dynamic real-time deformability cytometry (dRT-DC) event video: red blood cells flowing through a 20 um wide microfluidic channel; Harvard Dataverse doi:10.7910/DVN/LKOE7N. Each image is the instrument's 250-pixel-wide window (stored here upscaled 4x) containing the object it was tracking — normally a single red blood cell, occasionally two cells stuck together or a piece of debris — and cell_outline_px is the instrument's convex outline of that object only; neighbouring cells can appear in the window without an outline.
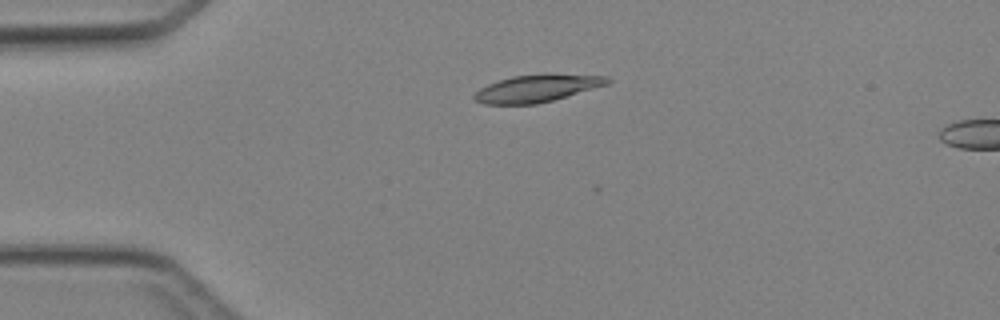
{"species": "Egyptian fruit bat (a non-hibernating species)", "species_latin": "Rousettus aegyptiacus", "temperature_condition": "cold", "stored_images_in_passage": 12, "camera_frame_rate_fps": 3000, "um_per_image_px": 0.085, "animal": {"sex": "female"}, "frame": {"image": 1, "passage_image": 11, "time_ms": 3.333, "image_size_px": [1000, 320], "cell_outline_px": [[612, 80], [608, 84], [552, 100], [536, 104], [484, 104], [472, 100], [472, 96], [480, 88], [488, 84], [512, 76], [544, 72], [548, 72], [608, 76]], "centroid_in_image_um": [45.65, 7.47], "position_along_channel_um": 39.3, "area_um2": 21.62}}